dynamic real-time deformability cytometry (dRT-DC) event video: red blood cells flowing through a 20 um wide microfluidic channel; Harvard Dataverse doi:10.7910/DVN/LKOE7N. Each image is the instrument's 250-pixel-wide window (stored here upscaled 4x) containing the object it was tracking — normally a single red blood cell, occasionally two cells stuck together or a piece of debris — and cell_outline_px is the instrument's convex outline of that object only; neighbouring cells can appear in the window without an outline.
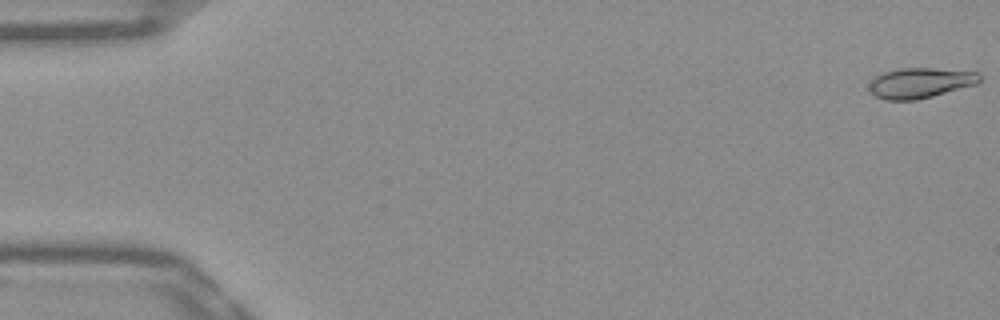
{"species": "Egyptian fruit bat (a non-hibernating species)", "species_latin": "Rousettus aegyptiacus", "temperature_condition": "warm", "stored_images_in_passage": 53, "camera_frame_rate_fps": 3000, "um_per_image_px": 0.085, "frame": {"image": 1, "passage_image": 1, "time_ms": 0.0, "image_size_px": [1000, 320], "cell_outline_px": [[980, 80], [976, 84], [932, 96], [916, 100], [884, 100], [876, 96], [868, 88], [868, 84], [876, 76], [884, 72], [900, 68], [932, 68], [980, 72]], "centroid_in_image_um": [78.21, 7.04], "position_along_channel_um": 6.8, "area_um2": 19.42}}
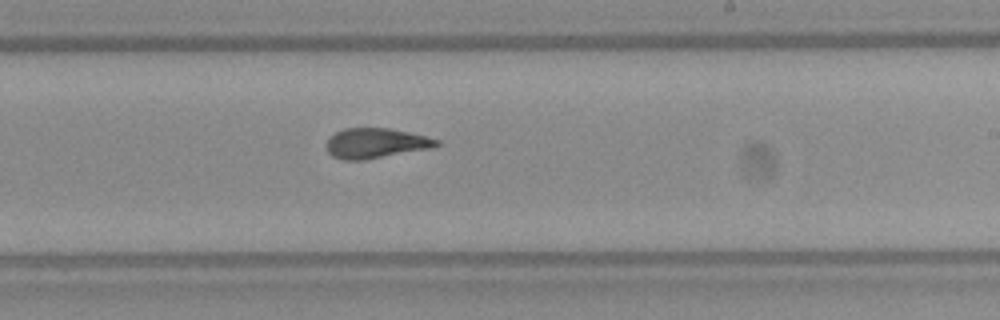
{"frame": {"image": 2, "passage_image": 32, "time_ms": 10.333, "image_size_px": [1000, 320], "cell_outline_px": [[440, 144], [436, 148], [364, 160], [344, 160], [332, 156], [328, 152], [324, 144], [336, 132], [344, 128], [392, 128], [440, 140]], "centroid_in_image_um": [31.97, 12.18], "position_along_channel_um": 257.0, "area_um2": 19.54}}
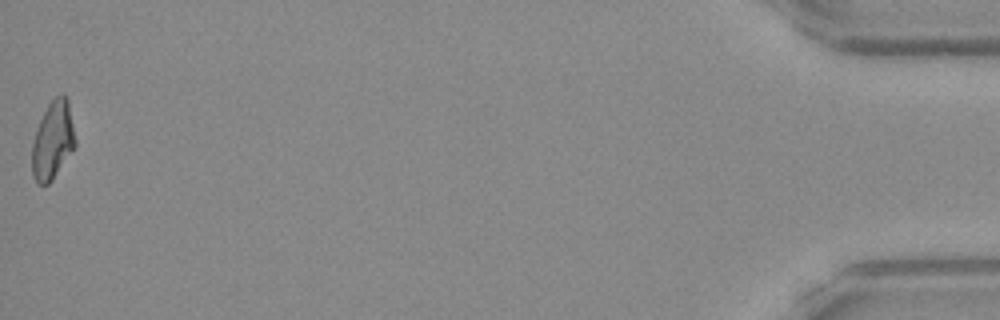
{"frame": {"image": 3, "passage_image": 53, "time_ms": 17.333, "image_size_px": [1000, 320], "cell_outline_px": [[76, 144], [52, 180], [48, 184], [36, 184], [32, 176], [32, 144], [40, 120], [48, 104], [56, 96], [64, 96], [68, 100], [76, 140]], "centroid_in_image_um": [4.47, 11.96], "position_along_channel_um": 430.7, "area_um2": 19.31}, "authors_computed_cell_mechanics": {"area_um2": 19.5364, "velocity_mm_per_s": 3.8747, "shape_relaxation_time_tau1_ms": 9.209, "shape_relaxation_time_tau2_ms": 0.8835, "deformation_change_tau1": 0.2759, "deformation_change_tau2": 0.0774}}